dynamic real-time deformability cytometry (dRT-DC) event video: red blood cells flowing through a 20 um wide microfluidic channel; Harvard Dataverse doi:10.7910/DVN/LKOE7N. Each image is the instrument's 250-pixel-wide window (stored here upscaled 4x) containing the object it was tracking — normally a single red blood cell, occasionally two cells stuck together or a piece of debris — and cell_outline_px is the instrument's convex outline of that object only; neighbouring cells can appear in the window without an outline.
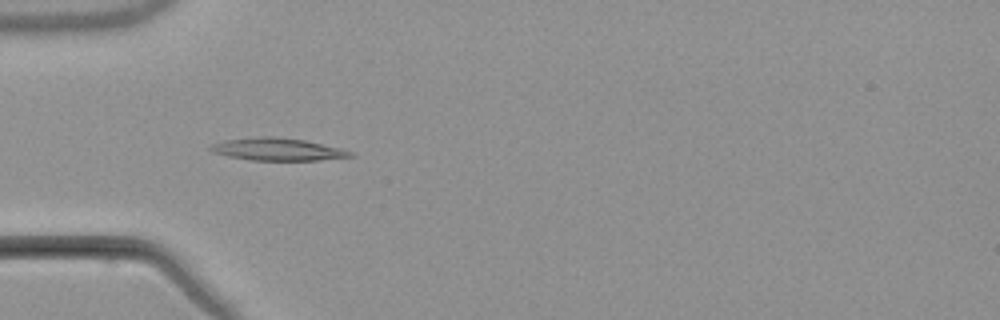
{"species": "common noctule bat (a hibernating species)", "species_latin": "Nyctalus noctula", "temperature_condition": "warm", "stored_images_in_passage": 4, "camera_frame_rate_fps": 3000, "um_per_image_px": 0.085, "animal": {"sex": "male", "body_mass_g": 21.5, "forearm_length_mm": 52.0}, "frame": {"image": 1, "passage_image": 2, "time_ms": 1.0, "image_size_px": [1000, 320], "cell_outline_px": [[356, 156], [320, 160], [252, 160], [228, 156], [212, 152], [208, 148], [212, 144], [224, 140], [260, 136], [272, 136], [304, 140], [340, 148], [352, 152]], "centroid_in_image_um": [23.58, 12.69], "position_along_channel_um": 61.4, "area_um2": 18.21}}
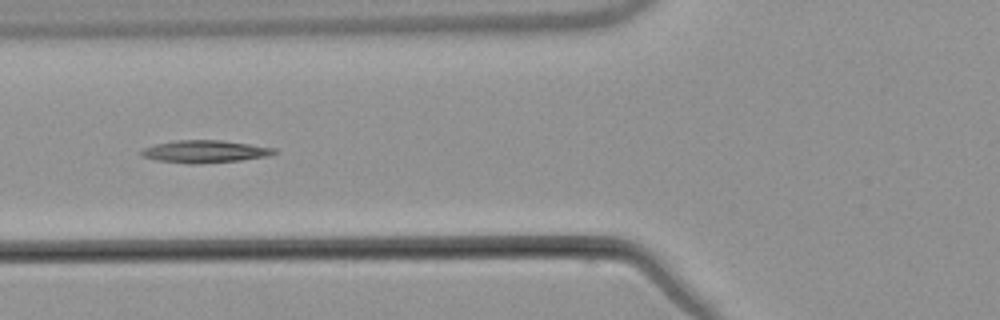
{"frame": {"image": 2, "passage_image": 3, "time_ms": 2.333, "image_size_px": [1000, 320], "cell_outline_px": [[276, 152], [268, 156], [240, 160], [200, 164], [188, 164], [156, 160], [144, 156], [140, 152], [144, 148], [156, 144], [176, 140], [220, 140], [276, 148]], "centroid_in_image_um": [17.41, 12.88], "position_along_channel_um": 108.4, "area_um2": 17.22}}
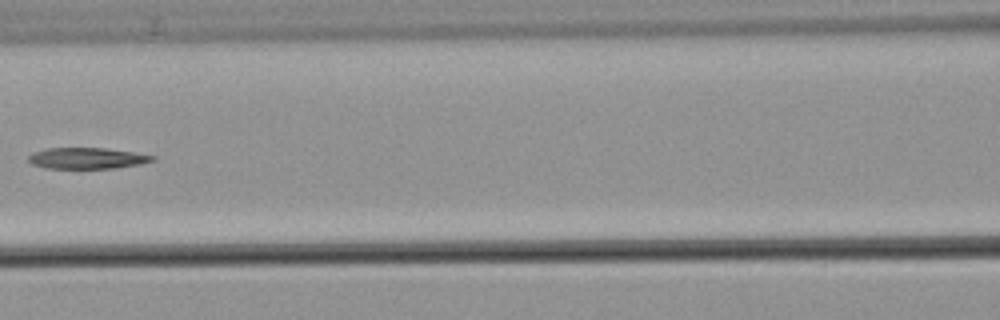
{"frame": {"image": 3, "passage_image": 4, "time_ms": 3.667, "image_size_px": [1000, 320], "cell_outline_px": [[156, 160], [140, 164], [116, 168], [48, 168], [32, 164], [28, 160], [28, 156], [32, 152], [48, 148], [104, 148], [132, 152], [156, 156]], "centroid_in_image_um": [7.4, 13.45], "position_along_channel_um": 159.2, "area_um2": 15.2}}